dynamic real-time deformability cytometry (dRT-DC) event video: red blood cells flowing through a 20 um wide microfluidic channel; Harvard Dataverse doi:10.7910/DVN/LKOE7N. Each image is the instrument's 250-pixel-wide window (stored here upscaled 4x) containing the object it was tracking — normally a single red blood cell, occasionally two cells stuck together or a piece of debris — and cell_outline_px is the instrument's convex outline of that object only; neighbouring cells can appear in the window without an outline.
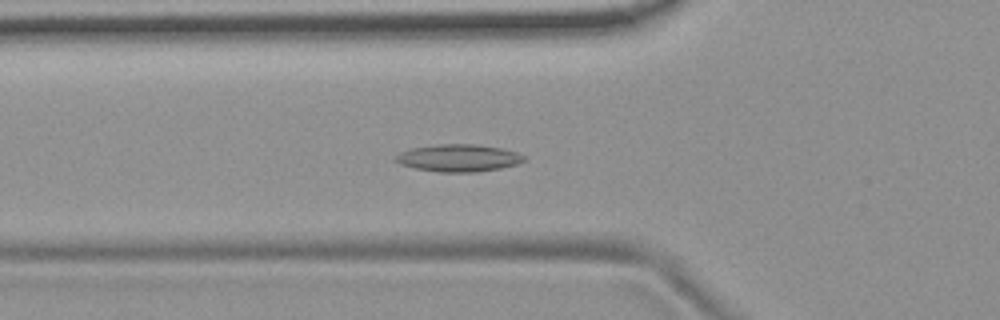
{"species": "common noctule bat (a hibernating species)", "species_latin": "Nyctalus noctula", "temperature_condition": "room temperature", "stored_images_in_passage": 46, "camera_frame_rate_fps": 3000, "um_per_image_px": 0.085, "animal": {"sex": "female", "body_mass_g": 19.9}, "frame": {"image": 1, "passage_image": 10, "time_ms": 3.0, "image_size_px": [1000, 320], "cell_outline_px": [[524, 160], [516, 164], [500, 168], [476, 172], [440, 172], [416, 168], [400, 164], [392, 160], [392, 156], [400, 152], [412, 148], [436, 144], [476, 144], [500, 148], [516, 152], [524, 156]], "centroid_in_image_um": [38.9, 13.42], "position_along_channel_um": 86.9, "area_um2": 20.4}}
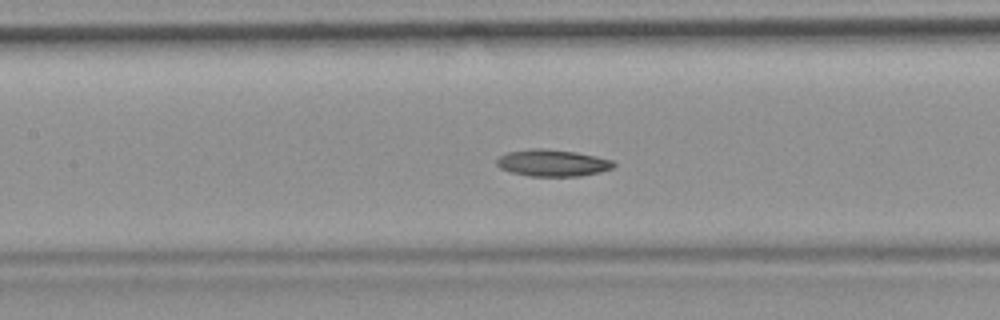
{"frame": {"image": 2, "passage_image": 16, "time_ms": 5.0, "image_size_px": [1000, 320], "cell_outline_px": [[616, 164], [612, 168], [600, 172], [580, 176], [528, 176], [512, 172], [500, 168], [496, 164], [496, 160], [500, 156], [508, 152], [532, 148], [544, 148], [576, 152], [596, 156], [612, 160]], "centroid_in_image_um": [46.96, 13.84], "position_along_channel_um": 160.4, "area_um2": 18.26}}
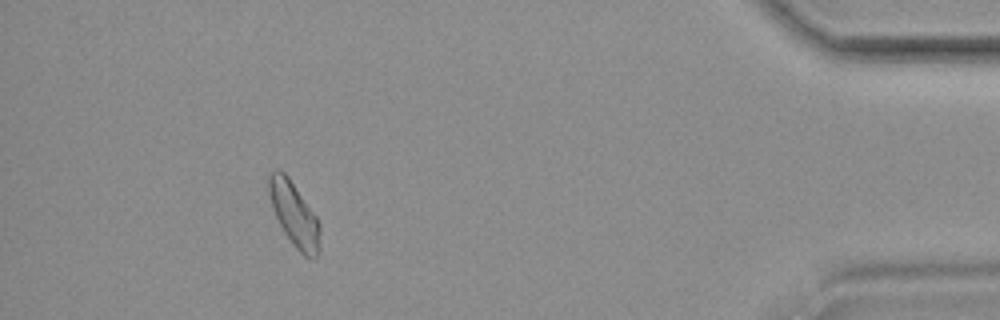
{"frame": {"image": 3, "passage_image": 41, "time_ms": 13.333, "image_size_px": [1000, 320], "cell_outline_px": [[320, 252], [312, 260], [304, 256], [292, 244], [284, 232], [272, 208], [268, 192], [268, 176], [276, 168], [284, 172], [288, 176], [316, 216], [320, 224]], "centroid_in_image_um": [25.02, 18.24], "position_along_channel_um": 410.2, "area_um2": 19.19}}